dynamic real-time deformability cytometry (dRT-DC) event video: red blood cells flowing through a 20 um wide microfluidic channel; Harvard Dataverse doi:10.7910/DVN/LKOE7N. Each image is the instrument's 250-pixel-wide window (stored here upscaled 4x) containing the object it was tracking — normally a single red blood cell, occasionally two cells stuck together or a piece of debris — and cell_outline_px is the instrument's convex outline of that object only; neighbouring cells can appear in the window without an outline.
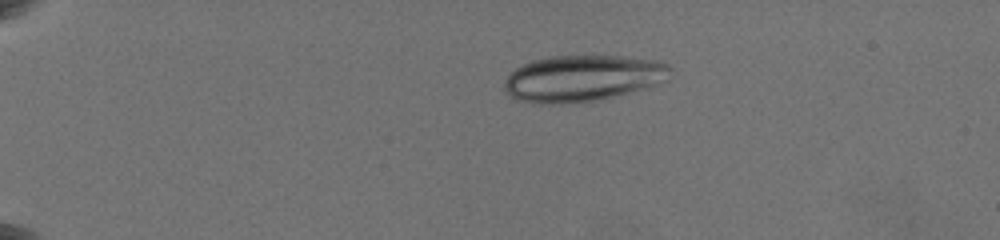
{"species": "common noctule bat (a hibernating species)", "species_latin": "Nyctalus noctula", "temperature_condition": "warm", "stored_images_in_passage": 49, "camera_frame_rate_fps": 3000, "um_per_image_px": 0.085, "animal": {"sex": "female", "body_mass_g": 19.5, "forearm_length_mm": 54.1}, "frame": {"image": 1, "passage_image": 12, "time_ms": 4.667, "image_size_px": [1000, 240], "cell_outline_px": [[672, 68], [668, 80], [648, 88], [592, 100], [552, 104], [536, 104], [520, 100], [512, 96], [504, 88], [504, 84], [508, 76], [516, 68], [532, 60], [552, 56], [624, 56], [656, 60], [668, 64]], "centroid_in_image_um": [49.57, 6.64], "position_along_channel_um": 35.4, "area_um2": 44.51}}
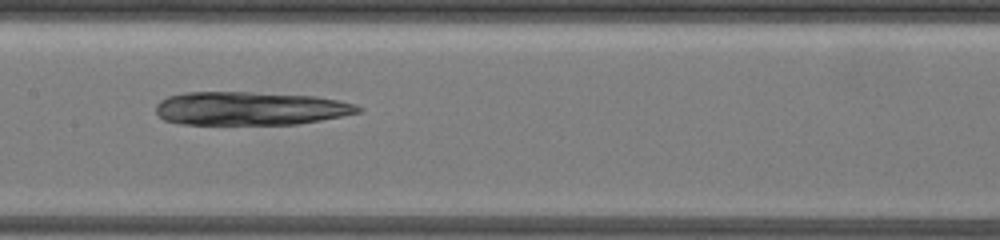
{"frame": {"image": 2, "passage_image": 30, "time_ms": 11.333, "image_size_px": [1000, 240], "cell_outline_px": [[364, 108], [360, 112], [344, 116], [296, 124], [180, 124], [164, 120], [156, 112], [156, 104], [160, 100], [168, 96], [184, 92], [252, 92], [316, 96], [356, 104]], "centroid_in_image_um": [21.26, 9.21], "position_along_channel_um": 186.1, "area_um2": 39.54}}
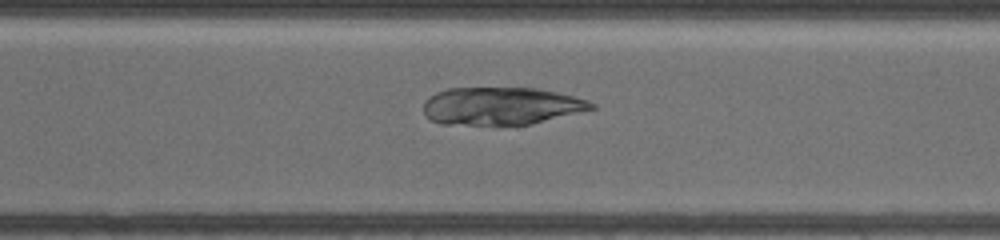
{"frame": {"image": 3, "passage_image": 41, "time_ms": 15.333, "image_size_px": [1000, 240], "cell_outline_px": [[596, 108], [532, 124], [440, 124], [432, 120], [424, 112], [424, 100], [428, 96], [436, 92], [448, 88], [536, 88], [556, 92], [588, 100], [596, 104]], "centroid_in_image_um": [42.59, 9.0], "position_along_channel_um": 328.0, "area_um2": 36.7}}